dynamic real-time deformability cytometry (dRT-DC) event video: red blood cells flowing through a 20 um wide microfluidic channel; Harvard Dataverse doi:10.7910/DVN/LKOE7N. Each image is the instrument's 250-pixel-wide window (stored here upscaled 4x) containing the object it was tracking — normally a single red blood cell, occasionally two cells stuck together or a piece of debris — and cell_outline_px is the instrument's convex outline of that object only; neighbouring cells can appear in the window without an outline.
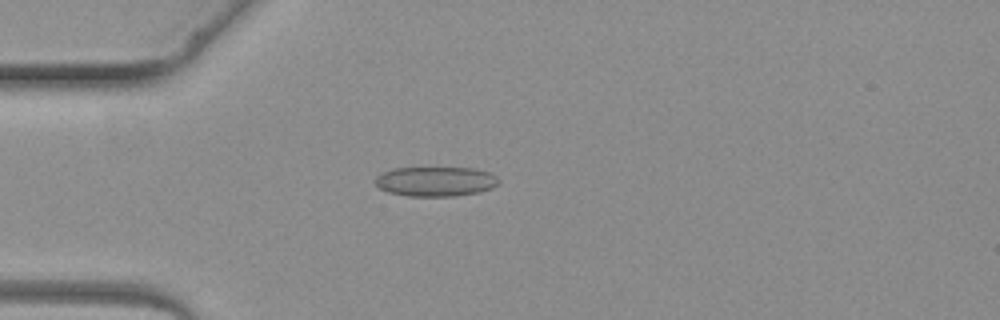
{"species": "common noctule bat (a hibernating species)", "species_latin": "Nyctalus noctula", "temperature_condition": "warm", "stored_images_in_passage": 4, "camera_frame_rate_fps": 3000, "um_per_image_px": 0.085, "animal": {"sex": "female", "body_mass_g": 19.3, "forearm_length_mm": 54.1}, "frame": {"image": 1, "passage_image": 4, "time_ms": 3.667, "image_size_px": [1000, 320], "cell_outline_px": [[500, 180], [492, 188], [480, 192], [452, 196], [408, 196], [388, 192], [380, 188], [376, 184], [376, 176], [380, 172], [392, 168], [472, 168], [488, 172], [496, 176]], "centroid_in_image_um": [37.0, 15.42], "position_along_channel_um": 48.0, "area_um2": 21.33}}